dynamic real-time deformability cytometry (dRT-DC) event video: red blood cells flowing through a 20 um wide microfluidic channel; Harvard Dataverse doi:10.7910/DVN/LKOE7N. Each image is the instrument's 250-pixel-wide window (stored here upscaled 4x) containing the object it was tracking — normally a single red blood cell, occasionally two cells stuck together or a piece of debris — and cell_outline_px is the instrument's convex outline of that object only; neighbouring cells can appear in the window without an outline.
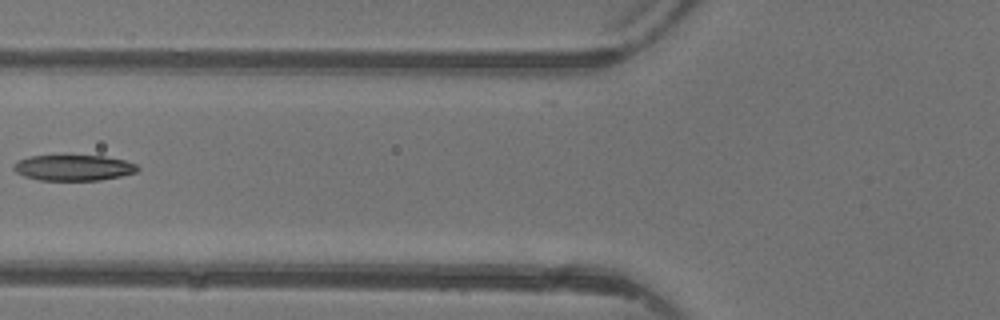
{"species": "common noctule bat (a hibernating species)", "species_latin": "Nyctalus noctula", "temperature_condition": "warm", "stored_images_in_passage": 5, "camera_frame_rate_fps": 3000, "um_per_image_px": 0.085, "animal": {"sex": "female"}, "frame": {"image": 1, "passage_image": 5, "time_ms": 6.0, "image_size_px": [1000, 320], "cell_outline_px": [[140, 168], [136, 172], [120, 176], [100, 180], [40, 180], [24, 176], [16, 172], [12, 168], [20, 160], [28, 156], [64, 152], [104, 156], [124, 160], [136, 164]], "centroid_in_image_um": [6.23, 14.2], "position_along_channel_um": 119.6, "area_um2": 19.48}}